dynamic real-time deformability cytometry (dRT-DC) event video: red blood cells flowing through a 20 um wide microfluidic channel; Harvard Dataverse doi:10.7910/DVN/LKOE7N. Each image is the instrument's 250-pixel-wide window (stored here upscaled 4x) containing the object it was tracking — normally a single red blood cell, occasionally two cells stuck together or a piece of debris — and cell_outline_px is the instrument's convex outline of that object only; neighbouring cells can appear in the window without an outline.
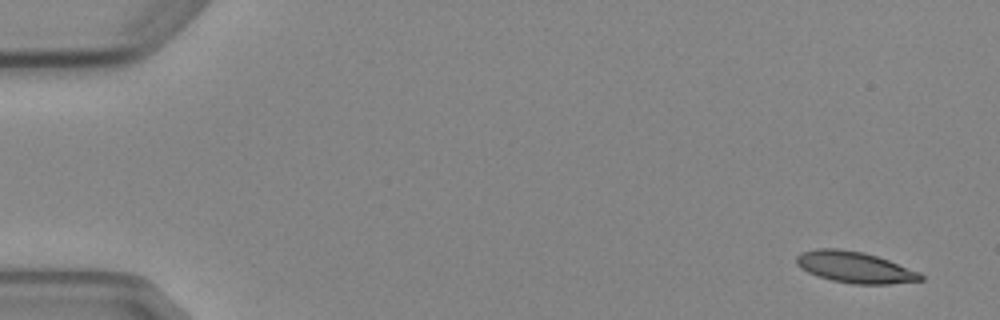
{"species": "Egyptian fruit bat (a non-hibernating species)", "species_latin": "Rousettus aegyptiacus", "temperature_condition": "cold", "stored_images_in_passage": 4, "camera_frame_rate_fps": 3000, "um_per_image_px": 0.085, "animal": {"sex": "female"}, "frame": {"image": 1, "passage_image": 1, "time_ms": 0.0, "image_size_px": [1000, 320], "cell_outline_px": [[924, 280], [892, 284], [852, 284], [832, 280], [808, 272], [800, 268], [796, 264], [796, 256], [800, 252], [816, 248], [836, 248], [864, 252], [888, 260], [920, 272], [924, 276]], "centroid_in_image_um": [72.65, 22.71], "position_along_channel_um": 12.3, "area_um2": 22.72}}